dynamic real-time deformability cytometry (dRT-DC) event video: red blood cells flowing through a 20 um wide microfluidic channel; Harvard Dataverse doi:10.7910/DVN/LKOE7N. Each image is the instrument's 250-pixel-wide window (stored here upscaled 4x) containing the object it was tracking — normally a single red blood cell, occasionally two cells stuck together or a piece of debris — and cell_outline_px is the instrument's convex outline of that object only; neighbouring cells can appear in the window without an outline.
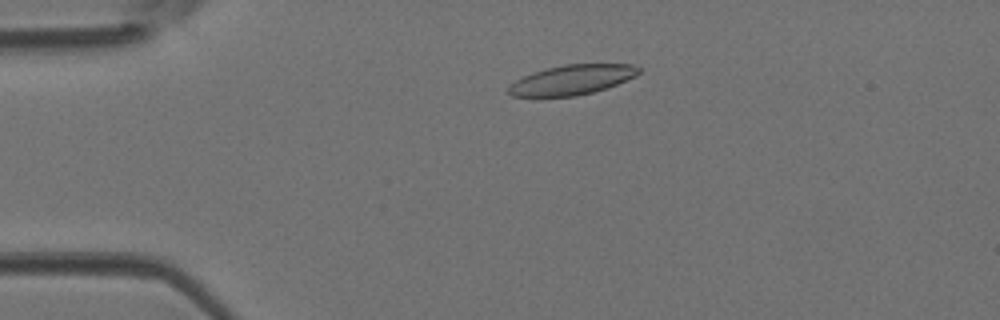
{"species": "Egyptian fruit bat (a non-hibernating species)", "species_latin": "Rousettus aegyptiacus", "temperature_condition": "room temperature", "stored_images_in_passage": 39, "camera_frame_rate_fps": 3000, "um_per_image_px": 0.085, "animal": {"sex": "female"}, "frame": {"image": 1, "passage_image": 4, "time_ms": 1.0, "image_size_px": [1000, 320], "cell_outline_px": [[640, 72], [636, 76], [616, 84], [592, 92], [576, 96], [512, 96], [508, 92], [508, 88], [516, 80], [532, 72], [564, 64], [632, 64], [640, 68]], "centroid_in_image_um": [48.63, 6.77], "position_along_channel_um": 36.4, "area_um2": 22.31}}
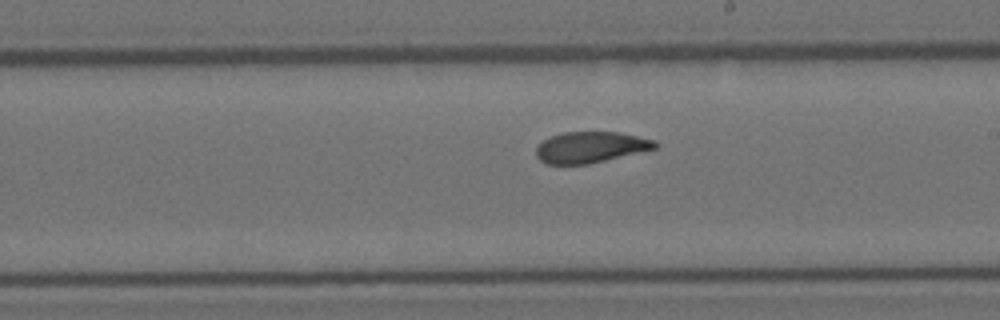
{"frame": {"image": 2, "passage_image": 20, "time_ms": 6.333, "image_size_px": [1000, 320], "cell_outline_px": [[656, 148], [588, 164], [548, 164], [540, 160], [536, 156], [536, 148], [544, 140], [552, 136], [564, 132], [616, 132], [656, 140]], "centroid_in_image_um": [50.17, 12.51], "position_along_channel_um": 238.8, "area_um2": 21.15}}
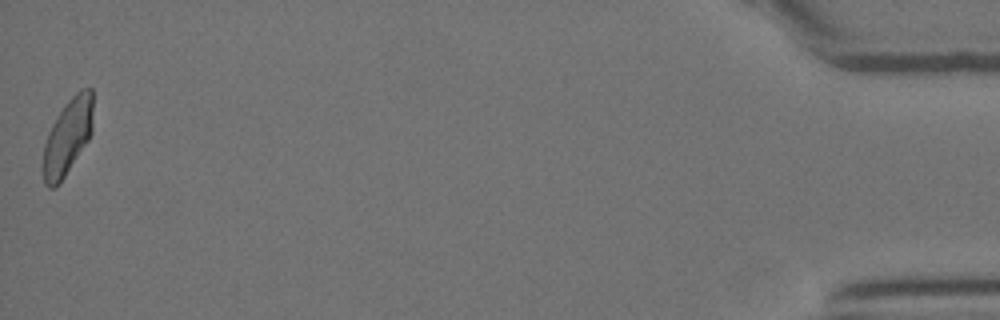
{"frame": {"image": 3, "passage_image": 39, "time_ms": 12.667, "image_size_px": [1000, 320], "cell_outline_px": [[92, 132], [88, 140], [56, 188], [48, 188], [44, 184], [44, 144], [48, 132], [56, 116], [64, 104], [80, 88], [92, 88]], "centroid_in_image_um": [5.75, 11.59], "position_along_channel_um": 429.5, "area_um2": 21.85}}